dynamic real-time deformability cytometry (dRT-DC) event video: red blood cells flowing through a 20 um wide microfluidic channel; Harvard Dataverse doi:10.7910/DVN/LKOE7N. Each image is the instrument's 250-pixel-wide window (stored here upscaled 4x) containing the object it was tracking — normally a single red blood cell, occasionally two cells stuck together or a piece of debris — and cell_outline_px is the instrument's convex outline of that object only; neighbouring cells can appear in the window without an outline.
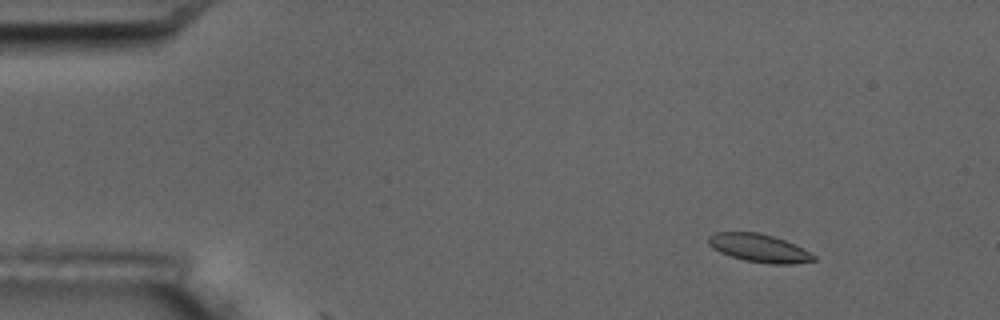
{"species": "common noctule bat (a hibernating species)", "species_latin": "Nyctalus noctula", "temperature_condition": "room temperature", "stored_images_in_passage": 3, "camera_frame_rate_fps": 3000, "um_per_image_px": 0.085, "animal": {"sex": "male", "body_mass_g": 17.5, "forearm_length_mm": 52.3}, "frame": {"image": 1, "passage_image": 2, "time_ms": 1.333, "image_size_px": [1000, 320], "cell_outline_px": [[816, 260], [792, 264], [772, 264], [744, 260], [720, 252], [712, 248], [708, 244], [708, 236], [716, 232], [760, 232], [784, 240], [816, 256]], "centroid_in_image_um": [64.48, 21.08], "position_along_channel_um": 20.5, "area_um2": 16.99}}